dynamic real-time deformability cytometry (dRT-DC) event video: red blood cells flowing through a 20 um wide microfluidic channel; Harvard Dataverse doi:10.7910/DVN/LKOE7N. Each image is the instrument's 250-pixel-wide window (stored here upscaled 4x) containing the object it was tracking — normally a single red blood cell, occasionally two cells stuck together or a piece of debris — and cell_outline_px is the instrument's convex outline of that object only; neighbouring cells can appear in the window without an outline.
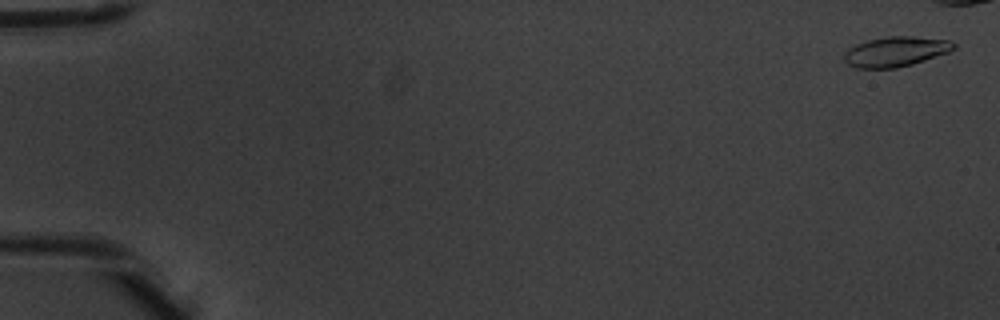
{"species": "common noctule bat (a hibernating species)", "species_latin": "Nyctalus noctula", "temperature_condition": "warm", "stored_images_in_passage": 8, "camera_frame_rate_fps": 3000, "um_per_image_px": 0.085, "animal": {"sex": "male", "body_mass_g": 20.1, "forearm_length_mm": 53.5}, "frame": {"image": 1, "passage_image": 1, "time_ms": 0.0, "image_size_px": [1000, 320], "cell_outline_px": [[956, 48], [948, 52], [912, 64], [896, 68], [856, 68], [848, 64], [844, 60], [844, 56], [848, 48], [856, 44], [868, 40], [888, 36], [912, 36], [952, 40], [956, 44]], "centroid_in_image_um": [76.15, 4.38], "position_along_channel_um": 8.9, "area_um2": 19.13}}
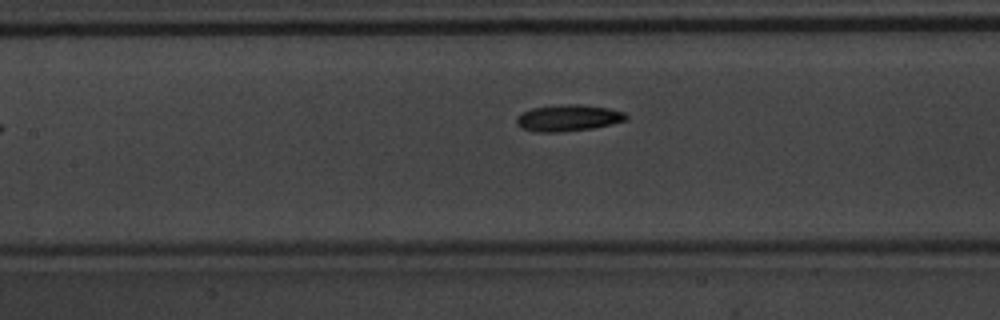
{"frame": {"image": 2, "passage_image": 8, "time_ms": 2.333, "image_size_px": [1000, 320], "cell_outline_px": [[628, 120], [592, 128], [564, 132], [536, 132], [524, 128], [516, 124], [516, 116], [532, 108], [560, 104], [580, 104], [608, 108], [624, 112], [628, 116]], "centroid_in_image_um": [48.3, 10.02], "position_along_channel_um": 159.1, "area_um2": 16.94}}